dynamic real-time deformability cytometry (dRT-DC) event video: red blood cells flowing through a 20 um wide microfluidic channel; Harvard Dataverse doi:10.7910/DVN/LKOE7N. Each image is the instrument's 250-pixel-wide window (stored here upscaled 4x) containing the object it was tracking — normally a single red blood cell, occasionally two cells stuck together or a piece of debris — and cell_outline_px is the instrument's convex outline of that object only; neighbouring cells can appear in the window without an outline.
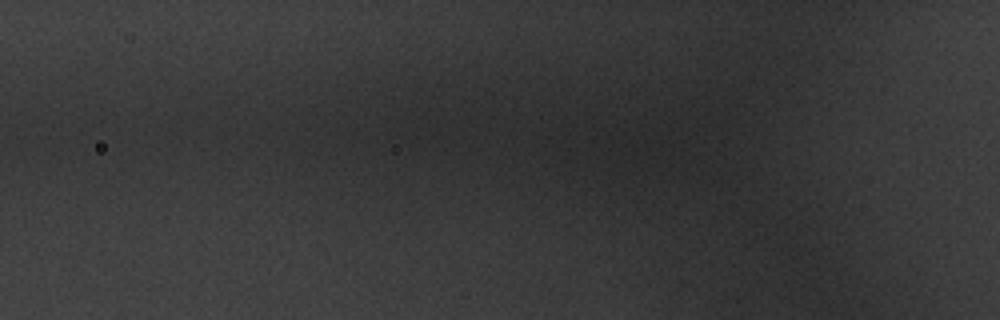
{"species": "common noctule bat (a hibernating species)", "species_latin": "Nyctalus noctula", "temperature_condition": "warm", "stored_images_in_passage": 2, "camera_frame_rate_fps": 3000, "um_per_image_px": 0.085, "animal": {"sex": "male", "body_mass_g": 20.1, "forearm_length_mm": 53.5}, "frame": {"image": 1, "passage_image": 2, "time_ms": 0.333, "image_size_px": [1000, 320], "cell_outline_px": [[856, 276], [852, 280], [844, 284], [840, 284], [800, 256], [804, 244], [816, 220], [820, 224]], "centroid_in_image_um": [70.22, 21.74], "position_along_channel_um": 55.6, "area_um2": 11.79}}